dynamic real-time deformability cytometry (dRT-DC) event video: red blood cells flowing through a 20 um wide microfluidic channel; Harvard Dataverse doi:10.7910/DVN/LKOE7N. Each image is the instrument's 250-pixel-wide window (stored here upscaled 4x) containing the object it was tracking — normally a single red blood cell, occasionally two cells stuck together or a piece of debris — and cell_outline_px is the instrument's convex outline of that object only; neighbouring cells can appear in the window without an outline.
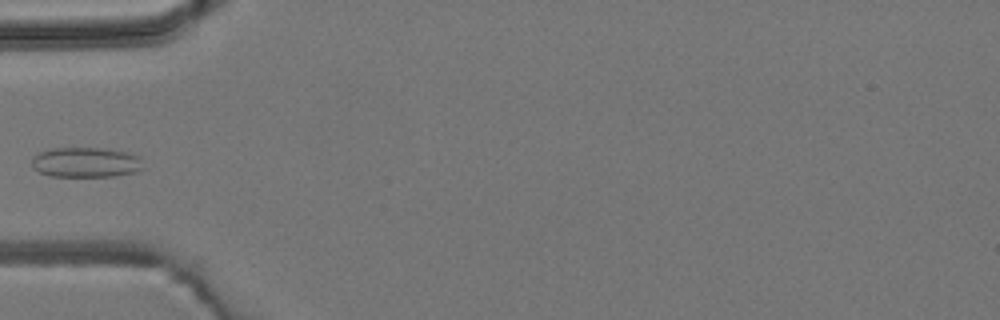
{"species": "common noctule bat (a hibernating species)", "species_latin": "Nyctalus noctula", "temperature_condition": "room temperature", "stored_images_in_passage": 5, "camera_frame_rate_fps": 3000, "um_per_image_px": 0.085, "animal": {"sex": "male", "body_mass_g": 19.2, "forearm_length_mm": 51.8}, "frame": {"image": 1, "passage_image": 4, "time_ms": 3.667, "image_size_px": [1000, 320], "cell_outline_px": [[144, 168], [132, 172], [116, 176], [52, 176], [40, 172], [32, 168], [32, 156], [40, 152], [52, 148], [100, 148], [124, 152], [136, 156]], "centroid_in_image_um": [7.22, 13.8], "position_along_channel_um": 77.8, "area_um2": 19.19}}